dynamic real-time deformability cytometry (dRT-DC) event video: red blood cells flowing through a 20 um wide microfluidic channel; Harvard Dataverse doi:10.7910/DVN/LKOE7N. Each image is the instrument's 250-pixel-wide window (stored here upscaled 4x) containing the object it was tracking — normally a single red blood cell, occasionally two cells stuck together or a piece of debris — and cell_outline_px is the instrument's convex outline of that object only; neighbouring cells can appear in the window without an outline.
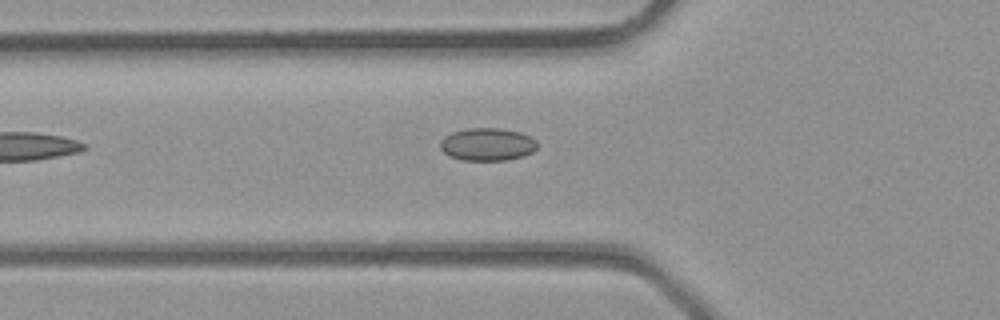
{"species": "common noctule bat (a hibernating species)", "species_latin": "Nyctalus noctula", "temperature_condition": "room temperature", "stored_images_in_passage": 3, "camera_frame_rate_fps": 3000, "um_per_image_px": 0.085, "animal": {"sex": "male", "body_mass_g": 23.1, "forearm_length_mm": 52.7}, "frame": {"image": 1, "passage_image": 2, "time_ms": 0.333, "image_size_px": [1000, 320], "cell_outline_px": [[536, 148], [532, 152], [524, 156], [508, 160], [464, 160], [452, 156], [444, 152], [440, 148], [440, 140], [444, 136], [452, 132], [468, 128], [496, 128], [520, 132], [536, 140]], "centroid_in_image_um": [41.42, 12.27], "position_along_channel_um": 84.4, "area_um2": 18.38}}